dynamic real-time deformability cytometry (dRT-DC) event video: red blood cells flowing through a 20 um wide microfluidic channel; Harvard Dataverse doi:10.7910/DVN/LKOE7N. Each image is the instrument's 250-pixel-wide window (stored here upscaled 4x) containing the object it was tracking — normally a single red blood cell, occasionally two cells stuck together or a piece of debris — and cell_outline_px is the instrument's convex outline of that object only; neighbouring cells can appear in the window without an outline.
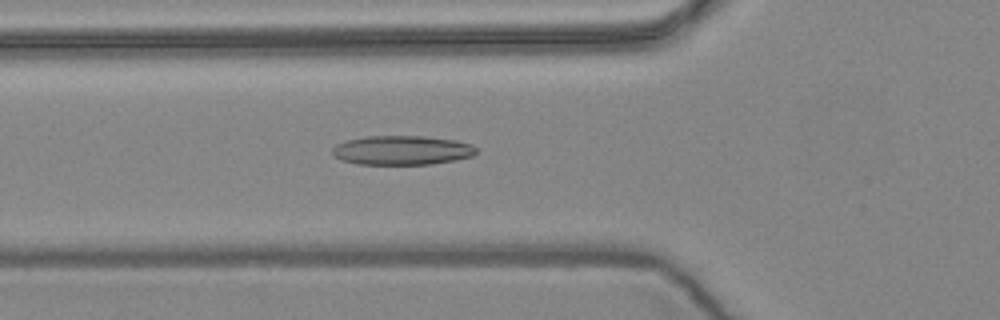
{"species": "common noctule bat (a hibernating species)", "species_latin": "Nyctalus noctula", "temperature_condition": "warm", "stored_images_in_passage": 38, "camera_frame_rate_fps": 3000, "um_per_image_px": 0.085, "animal": {"sex": "female", "body_mass_g": 24.6, "forearm_length_mm": 56.2}, "frame": {"image": 1, "passage_image": 3, "time_ms": 0.667, "image_size_px": [1000, 320], "cell_outline_px": [[476, 152], [472, 156], [456, 160], [432, 164], [356, 164], [340, 160], [332, 156], [332, 148], [336, 144], [344, 140], [368, 136], [424, 136], [456, 140], [472, 144], [476, 148]], "centroid_in_image_um": [34.13, 12.77], "position_along_channel_um": 91.7, "area_um2": 24.8}}
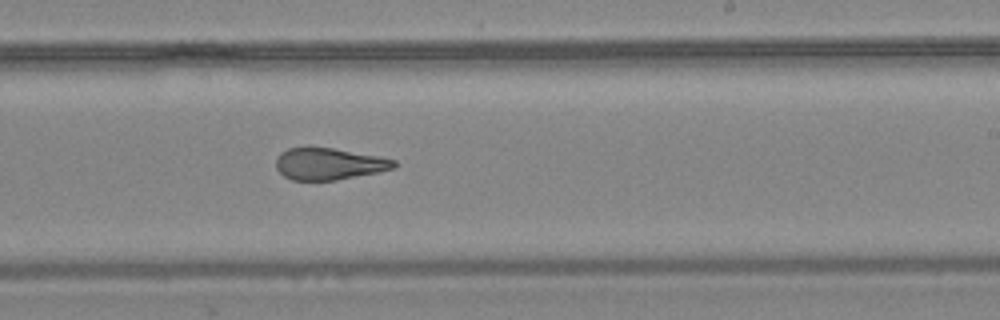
{"frame": {"image": 2, "passage_image": 17, "time_ms": 5.333, "image_size_px": [1000, 320], "cell_outline_px": [[396, 168], [336, 180], [292, 180], [284, 176], [276, 168], [276, 156], [280, 152], [288, 148], [332, 148], [380, 156], [396, 160]], "centroid_in_image_um": [27.95, 13.93], "position_along_channel_um": 261.0, "area_um2": 21.73}}
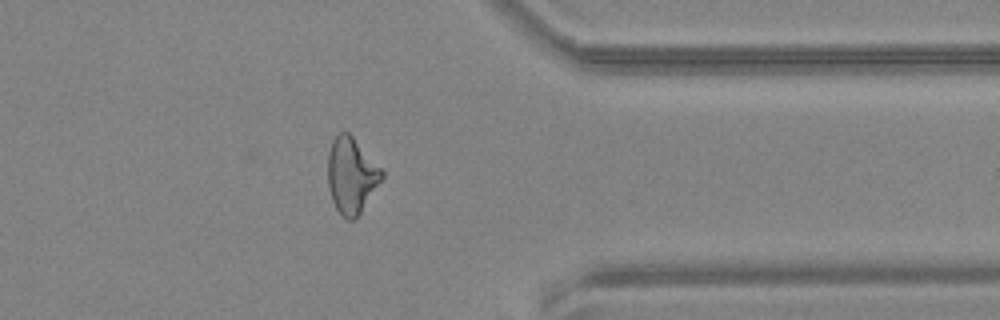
{"frame": {"image": 3, "passage_image": 28, "time_ms": 9.0, "image_size_px": [1000, 320], "cell_outline_px": [[384, 176], [360, 212], [352, 220], [348, 220], [336, 208], [332, 200], [328, 184], [328, 152], [332, 140], [340, 132], [348, 132], [352, 136], [384, 172]], "centroid_in_image_um": [29.85, 14.89], "position_along_channel_um": 381.6, "area_um2": 23.29}, "authors_computed_cell_mechanics": {"area_um2": 23.2645, "velocity_mm_per_s": 3.6195, "shape_relaxation_time_tau1_ms": null, "shape_relaxation_time_tau2_ms": 1.9697, "deformation_change_tau1": null, "deformation_change_tau2": 0.1098}}